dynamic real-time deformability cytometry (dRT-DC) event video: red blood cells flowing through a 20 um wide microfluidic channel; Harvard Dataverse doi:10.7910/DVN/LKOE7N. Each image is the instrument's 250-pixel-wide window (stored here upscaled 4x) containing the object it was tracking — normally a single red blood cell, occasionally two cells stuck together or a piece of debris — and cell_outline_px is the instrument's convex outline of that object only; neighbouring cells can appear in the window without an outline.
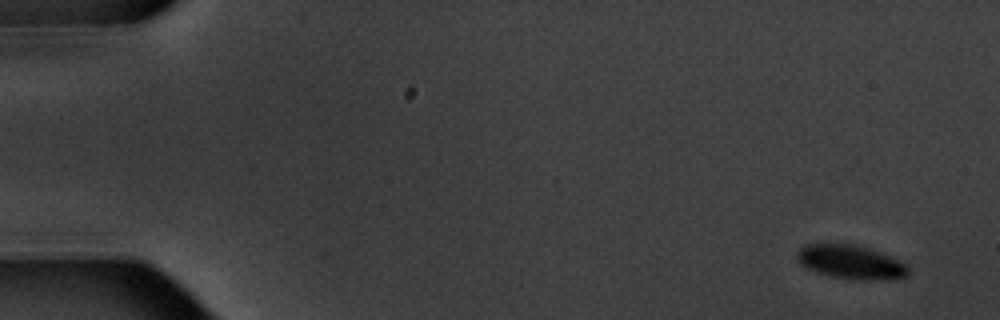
{"species": "common noctule bat (a hibernating species)", "species_latin": "Nyctalus noctula", "temperature_condition": "warm", "stored_images_in_passage": 6, "segment_of_instrument_passage": [1, 2], "camera_frame_rate_fps": 3000, "um_per_image_px": 0.085, "animal": {"sex": "male", "body_mass_g": 20.1, "forearm_length_mm": 53.5}, "frame": {"image": 1, "passage_image": 1, "time_ms": 0.0, "image_size_px": [1000, 320], "cell_outline_px": [[908, 276], [884, 280], [856, 280], [828, 276], [816, 272], [800, 264], [796, 256], [800, 248], [804, 244], [852, 244], [868, 248], [880, 252], [904, 264], [908, 268]], "centroid_in_image_um": [72.28, 22.29], "position_along_channel_um": 12.7, "area_um2": 21.79}}
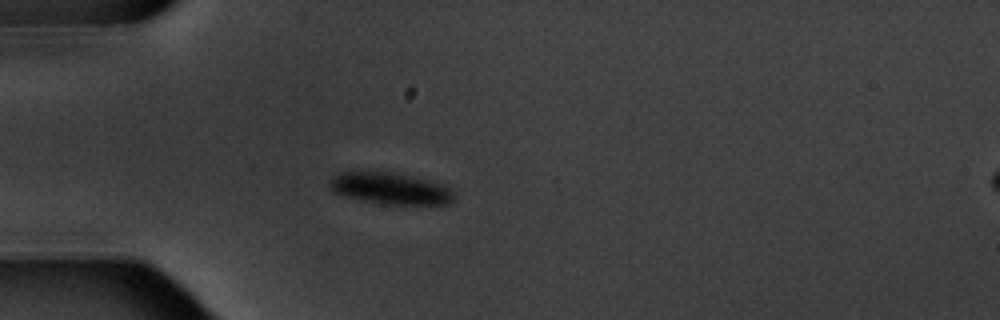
{"frame": {"image": 2, "passage_image": 5, "time_ms": 4.667, "image_size_px": [1000, 320], "cell_outline_px": [[452, 200], [448, 204], [384, 204], [344, 196], [332, 192], [328, 180], [332, 176], [340, 172], [396, 172], [412, 176], [440, 184], [448, 188], [452, 192]], "centroid_in_image_um": [33.1, 16.01], "position_along_channel_um": 51.9, "area_um2": 22.6}}